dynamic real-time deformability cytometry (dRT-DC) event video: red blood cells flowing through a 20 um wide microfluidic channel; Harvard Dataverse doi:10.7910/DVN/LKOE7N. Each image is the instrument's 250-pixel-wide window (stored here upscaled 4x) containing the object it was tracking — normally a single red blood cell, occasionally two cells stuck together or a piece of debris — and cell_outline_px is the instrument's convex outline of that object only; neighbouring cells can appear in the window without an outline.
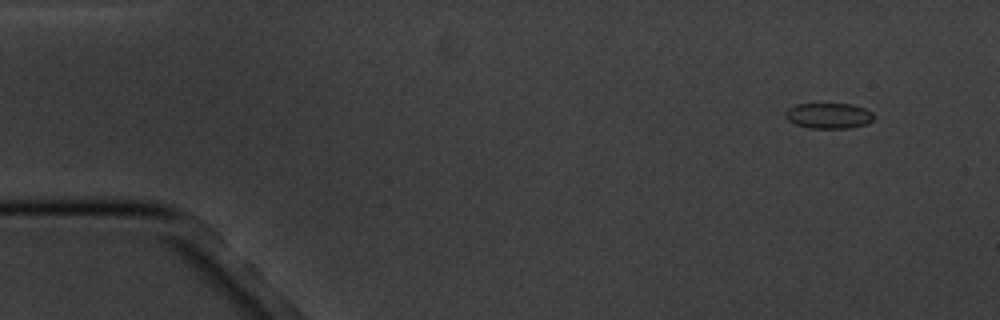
{"species": "common noctule bat (a hibernating species)", "species_latin": "Nyctalus noctula", "temperature_condition": "cold", "stored_images_in_passage": 5, "camera_frame_rate_fps": 3000, "um_per_image_px": 0.085, "animal": {"sex": "male", "body_mass_g": 20.1, "forearm_length_mm": 53.5}, "frame": {"image": 1, "passage_image": 1, "time_ms": 0.0, "image_size_px": [1000, 320], "cell_outline_px": [[876, 116], [872, 120], [864, 124], [848, 128], [808, 128], [796, 124], [788, 120], [784, 116], [784, 112], [788, 108], [796, 104], [852, 104], [864, 108], [872, 112]], "centroid_in_image_um": [70.42, 9.83], "position_along_channel_um": 14.6, "area_um2": 13.18}}
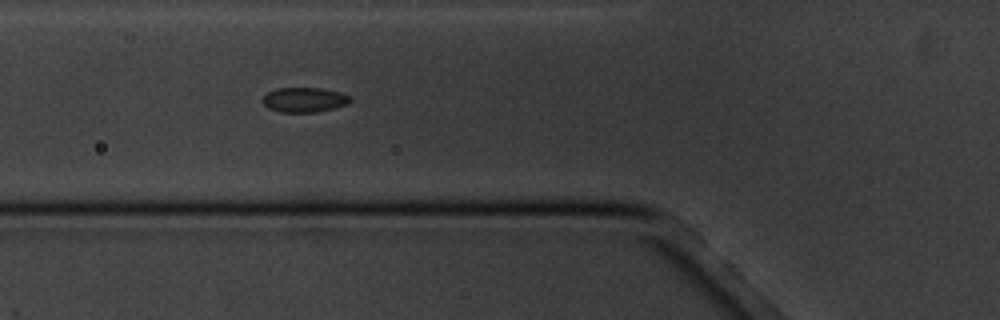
{"frame": {"image": 2, "passage_image": 5, "time_ms": 5.333, "image_size_px": [1000, 320], "cell_outline_px": [[352, 100], [348, 104], [316, 112], [280, 112], [268, 108], [260, 100], [268, 92], [276, 88], [324, 88], [340, 92], [348, 96]], "centroid_in_image_um": [25.84, 8.48], "position_along_channel_um": 100.0, "area_um2": 12.66}}